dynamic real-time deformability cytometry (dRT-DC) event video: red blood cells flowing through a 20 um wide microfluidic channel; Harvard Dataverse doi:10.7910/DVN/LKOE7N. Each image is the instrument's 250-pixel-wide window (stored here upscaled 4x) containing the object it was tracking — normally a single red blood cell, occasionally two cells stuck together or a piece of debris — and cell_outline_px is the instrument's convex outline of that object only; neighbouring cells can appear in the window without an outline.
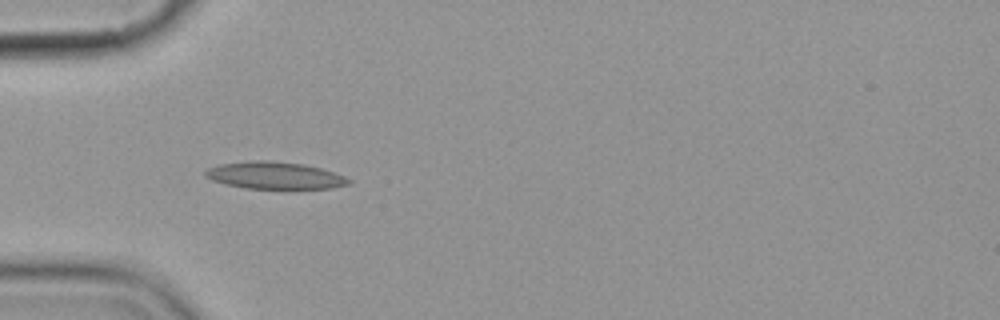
{"species": "common noctule bat (a hibernating species)", "species_latin": "Nyctalus noctula", "temperature_condition": "cold", "stored_images_in_passage": 5, "camera_frame_rate_fps": 3000, "um_per_image_px": 0.085, "animal": {"sex": "female", "body_mass_g": 19.9}, "frame": {"image": 1, "passage_image": 4, "time_ms": 3.667, "image_size_px": [1000, 320], "cell_outline_px": [[352, 180], [348, 184], [332, 188], [248, 188], [224, 184], [212, 180], [204, 176], [204, 172], [208, 168], [216, 164], [252, 160], [268, 160], [304, 164], [320, 168], [344, 176]], "centroid_in_image_um": [23.3, 14.9], "position_along_channel_um": 61.7, "area_um2": 22.6}}
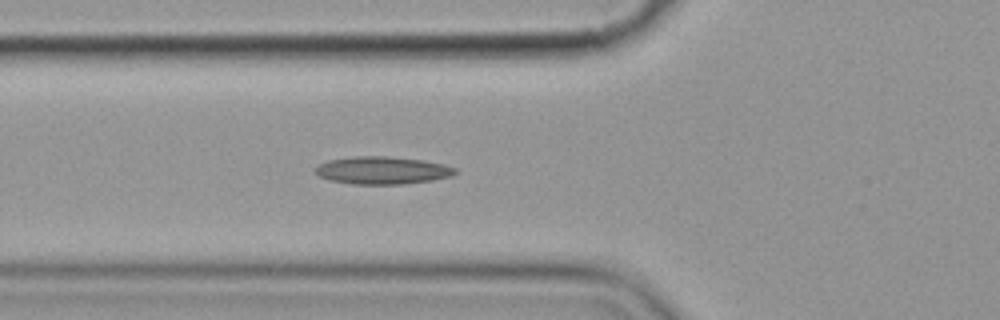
{"frame": {"image": 2, "passage_image": 5, "time_ms": 4.667, "image_size_px": [1000, 320], "cell_outline_px": [[460, 172], [452, 176], [432, 180], [404, 184], [352, 184], [328, 180], [320, 176], [316, 172], [316, 168], [320, 164], [328, 160], [352, 156], [384, 156], [424, 160], [444, 164], [456, 168]], "centroid_in_image_um": [32.54, 14.48], "position_along_channel_um": 93.3, "area_um2": 22.6}}